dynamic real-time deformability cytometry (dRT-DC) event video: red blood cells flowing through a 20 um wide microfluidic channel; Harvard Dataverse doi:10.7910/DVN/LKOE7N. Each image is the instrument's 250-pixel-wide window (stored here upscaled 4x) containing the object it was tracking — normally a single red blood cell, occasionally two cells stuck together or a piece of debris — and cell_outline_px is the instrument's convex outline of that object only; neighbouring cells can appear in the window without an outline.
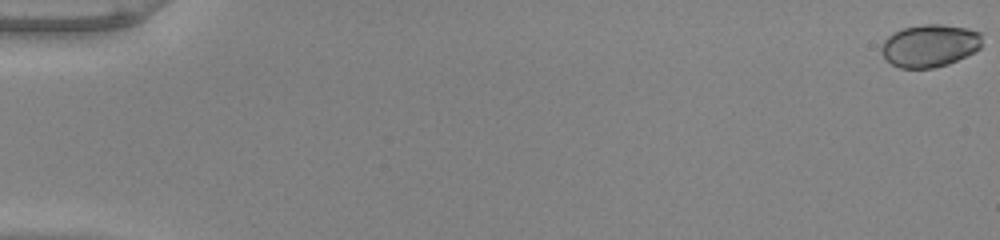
{"species": "common noctule bat (a hibernating species)", "species_latin": "Nyctalus noctula", "temperature_condition": "warm", "stored_images_in_passage": 53, "camera_frame_rate_fps": 3000, "um_per_image_px": 0.085, "animal": {"sex": "male", "body_mass_g": 20.0, "forearm_length_mm": 53.3}, "frame": {"image": 1, "passage_image": 1, "time_ms": 0.0, "image_size_px": [1000, 240], "cell_outline_px": [[980, 48], [948, 64], [932, 68], [900, 68], [892, 64], [884, 56], [880, 48], [884, 40], [892, 32], [904, 28], [924, 24], [940, 24], [964, 28], [980, 32]], "centroid_in_image_um": [78.98, 3.88], "position_along_channel_um": 6.0, "area_um2": 24.62}}
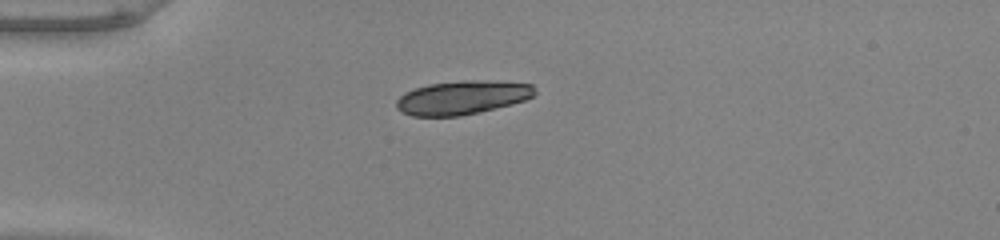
{"frame": {"image": 2, "passage_image": 16, "time_ms": 5.0, "image_size_px": [1000, 240], "cell_outline_px": [[536, 92], [532, 96], [524, 100], [512, 104], [480, 112], [460, 116], [412, 116], [400, 112], [396, 108], [396, 100], [404, 92], [428, 84], [464, 80], [476, 80], [532, 84]], "centroid_in_image_um": [39.24, 8.3], "position_along_channel_um": 45.8, "area_um2": 27.17}}
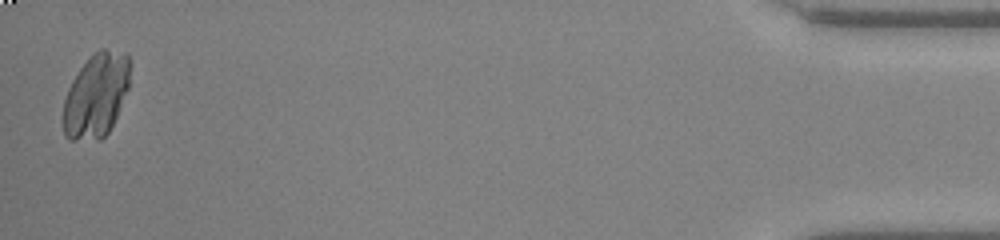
{"frame": {"image": 3, "passage_image": 53, "time_ms": 17.333, "image_size_px": [1000, 240], "cell_outline_px": [[128, 88], [116, 116], [108, 132], [100, 140], [68, 140], [64, 136], [64, 100], [68, 88], [72, 80], [80, 68], [100, 48], [104, 48], [128, 52]], "centroid_in_image_um": [8.16, 8.12], "position_along_channel_um": 427.0, "area_um2": 32.37}}